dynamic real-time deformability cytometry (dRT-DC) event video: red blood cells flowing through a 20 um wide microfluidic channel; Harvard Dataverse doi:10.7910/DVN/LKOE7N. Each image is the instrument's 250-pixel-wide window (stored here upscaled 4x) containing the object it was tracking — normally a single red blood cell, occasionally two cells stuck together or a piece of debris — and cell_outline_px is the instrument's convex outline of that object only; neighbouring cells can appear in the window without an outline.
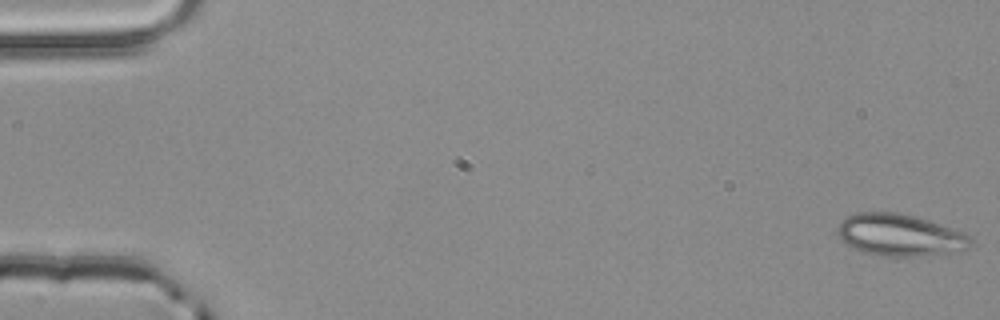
{"species": "common noctule bat (a hibernating species)", "species_latin": "Nyctalus noctula", "temperature_condition": "room temperature", "stored_images_in_passage": 4, "camera_frame_rate_fps": 3000, "um_per_image_px": 0.085, "animal": {"sex": "male", "body_mass_g": 20.4}, "frame": {"image": 1, "passage_image": 1, "time_ms": 0.0, "image_size_px": [1000, 320], "cell_outline_px": [[976, 244], [968, 248], [924, 256], [880, 256], [864, 252], [852, 248], [836, 232], [836, 228], [840, 220], [848, 216], [860, 212], [896, 212], [916, 216], [964, 232], [972, 236]], "centroid_in_image_um": [76.51, 19.97], "position_along_channel_um": 8.5, "area_um2": 32.66}}